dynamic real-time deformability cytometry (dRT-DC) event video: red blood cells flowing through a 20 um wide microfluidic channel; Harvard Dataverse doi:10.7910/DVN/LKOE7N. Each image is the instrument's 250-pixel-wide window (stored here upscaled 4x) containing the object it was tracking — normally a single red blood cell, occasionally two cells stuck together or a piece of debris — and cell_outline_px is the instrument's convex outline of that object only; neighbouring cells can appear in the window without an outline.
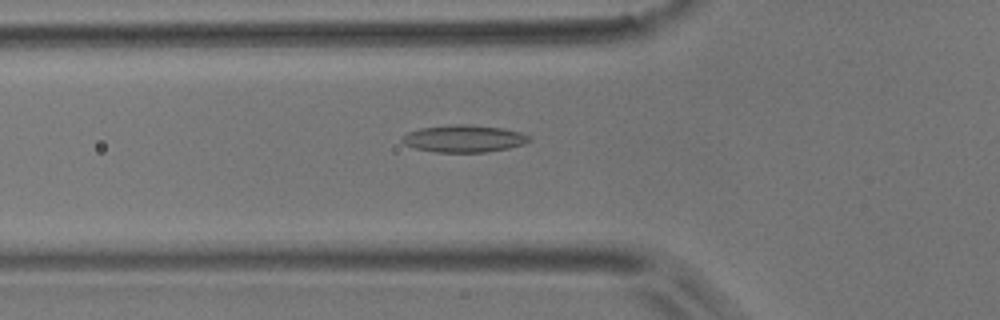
{"species": "common noctule bat (a hibernating species)", "species_latin": "Nyctalus noctula", "temperature_condition": "room temperature", "stored_images_in_passage": 34, "camera_frame_rate_fps": 3000, "um_per_image_px": 0.085, "animal": {"sex": "male", "body_mass_g": 17.9}, "frame": {"image": 1, "passage_image": 4, "time_ms": 1.0, "image_size_px": [1000, 320], "cell_outline_px": [[532, 140], [524, 144], [508, 148], [488, 152], [436, 152], [416, 148], [404, 144], [400, 140], [408, 132], [420, 128], [456, 124], [468, 124], [504, 128], [520, 132], [532, 136]], "centroid_in_image_um": [39.48, 11.78], "position_along_channel_um": 86.3, "area_um2": 20.23}}
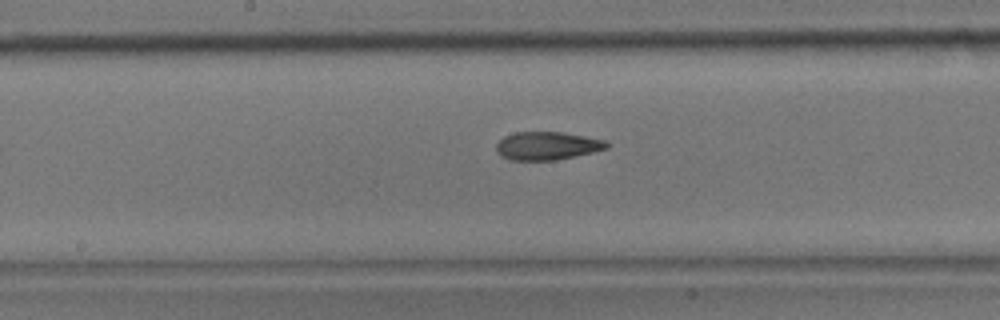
{"frame": {"image": 2, "passage_image": 13, "time_ms": 4.0, "image_size_px": [1000, 320], "cell_outline_px": [[608, 148], [592, 152], [556, 160], [508, 160], [500, 156], [496, 152], [496, 144], [504, 136], [516, 132], [564, 132], [604, 140], [608, 144]], "centroid_in_image_um": [46.46, 12.4], "position_along_channel_um": 201.7, "area_um2": 18.09}}
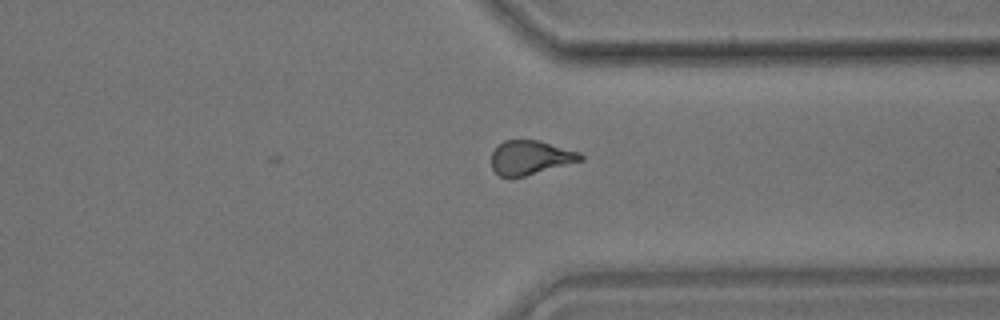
{"frame": {"image": 3, "passage_image": 26, "time_ms": 8.333, "image_size_px": [1000, 320], "cell_outline_px": [[584, 160], [524, 176], [500, 176], [492, 168], [492, 152], [504, 140], [540, 140], [580, 152], [584, 156]], "centroid_in_image_um": [45.12, 13.37], "position_along_channel_um": 366.3, "area_um2": 17.57}, "authors_computed_cell_mechanics": {"area_um2": 18.0914, "velocity_mm_per_s": 3.8179, "shape_relaxation_time_tau1_ms": null, "shape_relaxation_time_tau2_ms": 3.1189, "deformation_change_tau1": null, "deformation_change_tau2": 0.1152}}